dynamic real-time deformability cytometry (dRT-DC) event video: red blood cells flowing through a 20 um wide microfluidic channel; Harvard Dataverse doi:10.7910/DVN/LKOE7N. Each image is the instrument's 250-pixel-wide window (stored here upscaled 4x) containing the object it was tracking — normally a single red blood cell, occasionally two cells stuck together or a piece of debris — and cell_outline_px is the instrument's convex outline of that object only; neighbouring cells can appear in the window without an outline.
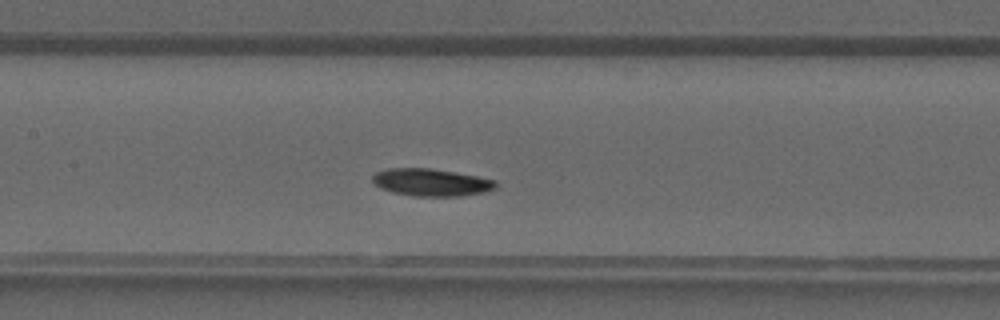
{"species": "common noctule bat (a hibernating species)", "species_latin": "Nyctalus noctula", "temperature_condition": "warm", "stored_images_in_passage": 36, "camera_frame_rate_fps": 3000, "um_per_image_px": 0.085, "animal": {"sex": "male", "forearm_length_mm": 52.5}, "frame": {"image": 1, "passage_image": 14, "time_ms": 4.333, "image_size_px": [1000, 320], "cell_outline_px": [[496, 188], [488, 192], [460, 196], [412, 196], [392, 192], [380, 188], [372, 180], [372, 176], [376, 172], [388, 168], [428, 168], [476, 176], [496, 180]], "centroid_in_image_um": [36.65, 15.51], "position_along_channel_um": 170.7, "area_um2": 19.65}}
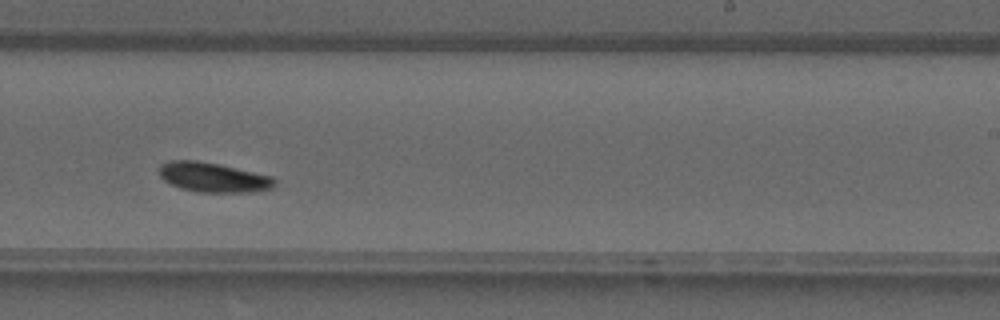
{"frame": {"image": 2, "passage_image": 20, "time_ms": 6.333, "image_size_px": [1000, 320], "cell_outline_px": [[276, 184], [272, 188], [252, 192], [196, 192], [180, 188], [164, 180], [160, 176], [160, 164], [172, 160], [196, 160], [220, 164], [272, 176], [276, 180]], "centroid_in_image_um": [18.14, 15.07], "position_along_channel_um": 270.9, "area_um2": 20.0}}
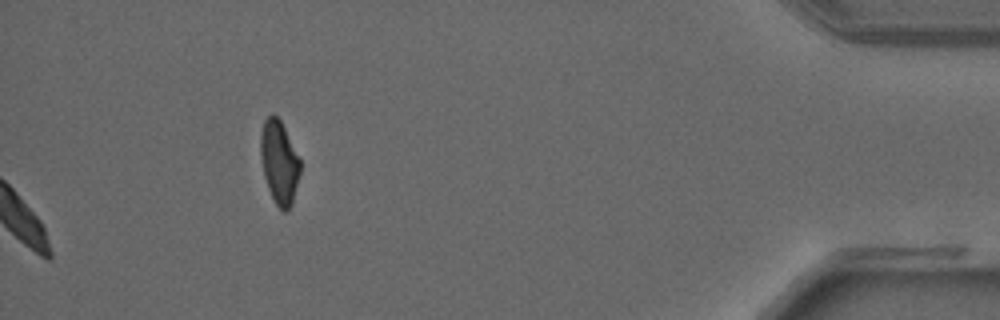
{"frame": {"image": 3, "passage_image": 36, "time_ms": 11.667, "image_size_px": [1000, 320], "cell_outline_px": [[300, 172], [292, 204], [284, 212], [276, 204], [268, 188], [264, 176], [260, 156], [260, 136], [264, 120], [272, 112], [280, 120], [300, 160]], "centroid_in_image_um": [23.72, 13.77], "position_along_channel_um": 411.5, "area_um2": 18.96}}